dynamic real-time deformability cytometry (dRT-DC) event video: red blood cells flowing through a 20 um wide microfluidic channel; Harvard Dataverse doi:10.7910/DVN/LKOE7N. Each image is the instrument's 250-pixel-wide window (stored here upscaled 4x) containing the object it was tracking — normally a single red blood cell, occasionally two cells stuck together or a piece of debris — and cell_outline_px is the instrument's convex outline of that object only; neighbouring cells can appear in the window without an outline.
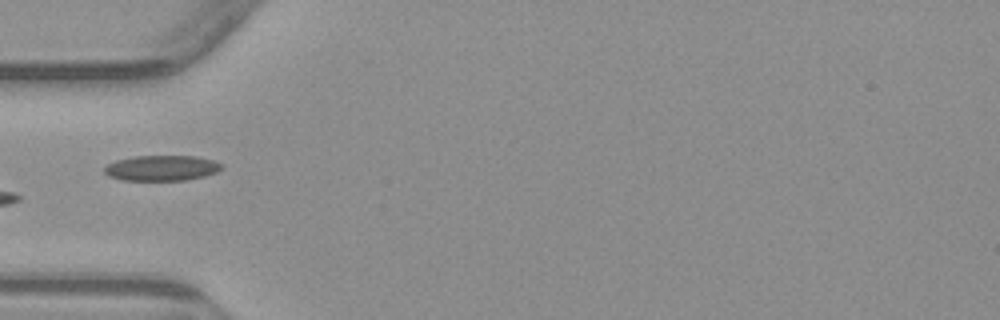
{"species": "common noctule bat (a hibernating species)", "species_latin": "Nyctalus noctula", "temperature_condition": "warm", "stored_images_in_passage": 4, "camera_frame_rate_fps": 3000, "um_per_image_px": 0.085, "animal": {"sex": "male", "body_mass_g": 23.1, "forearm_length_mm": 52.7}, "frame": {"image": 1, "passage_image": 4, "time_ms": 3.667, "image_size_px": [1000, 320], "cell_outline_px": [[224, 168], [216, 172], [204, 176], [184, 180], [124, 180], [108, 176], [104, 172], [104, 168], [108, 164], [116, 160], [136, 156], [196, 156], [212, 160], [224, 164]], "centroid_in_image_um": [13.76, 14.28], "position_along_channel_um": 71.2, "area_um2": 17.34}}